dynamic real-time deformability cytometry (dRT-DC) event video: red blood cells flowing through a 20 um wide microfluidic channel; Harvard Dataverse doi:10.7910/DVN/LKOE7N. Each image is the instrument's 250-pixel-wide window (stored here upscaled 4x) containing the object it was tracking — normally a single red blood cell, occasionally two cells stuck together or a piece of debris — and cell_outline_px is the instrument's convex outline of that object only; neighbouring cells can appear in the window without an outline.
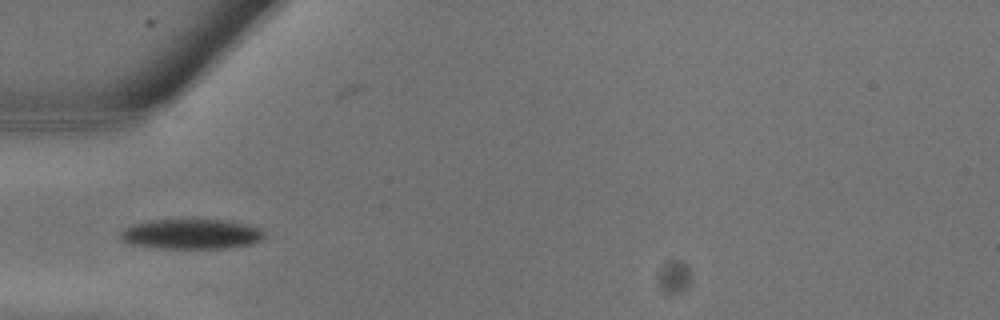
{"species": "common noctule bat (a hibernating species)", "species_latin": "Nyctalus noctula", "temperature_condition": "warm", "stored_images_in_passage": 2, "camera_frame_rate_fps": 3000, "um_per_image_px": 0.085, "animal": {"sex": "male", "body_mass_g": 13.3}, "frame": {"image": 1, "passage_image": 1, "time_ms": 0.0, "image_size_px": [1000, 320], "cell_outline_px": [[268, 232], [260, 240], [252, 244], [224, 248], [156, 248], [128, 244], [120, 236], [120, 232], [124, 228], [136, 224], [152, 220], [232, 220], [256, 224], [264, 228]], "centroid_in_image_um": [16.39, 19.88], "position_along_channel_um": 68.6, "area_um2": 25.61}}